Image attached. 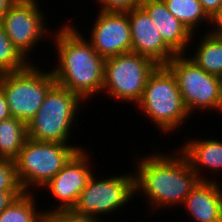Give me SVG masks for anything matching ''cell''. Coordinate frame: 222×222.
Listing matches in <instances>:
<instances>
[{
	"label": "cell",
	"instance_id": "cell-1",
	"mask_svg": "<svg viewBox=\"0 0 222 222\" xmlns=\"http://www.w3.org/2000/svg\"><path fill=\"white\" fill-rule=\"evenodd\" d=\"M158 152L160 151L156 150V153L134 158H137V171L133 172L135 194L142 193L151 212H157L161 208L180 207L199 181L179 150L168 155Z\"/></svg>",
	"mask_w": 222,
	"mask_h": 222
},
{
	"label": "cell",
	"instance_id": "cell-2",
	"mask_svg": "<svg viewBox=\"0 0 222 222\" xmlns=\"http://www.w3.org/2000/svg\"><path fill=\"white\" fill-rule=\"evenodd\" d=\"M59 29L50 34L54 35L58 54L57 65L51 70L53 77L57 85L69 89L83 102L88 101L102 93L105 59L75 25L66 23Z\"/></svg>",
	"mask_w": 222,
	"mask_h": 222
},
{
	"label": "cell",
	"instance_id": "cell-3",
	"mask_svg": "<svg viewBox=\"0 0 222 222\" xmlns=\"http://www.w3.org/2000/svg\"><path fill=\"white\" fill-rule=\"evenodd\" d=\"M160 133H171L190 118L177 80L166 65H158L150 74L142 98L136 104Z\"/></svg>",
	"mask_w": 222,
	"mask_h": 222
},
{
	"label": "cell",
	"instance_id": "cell-4",
	"mask_svg": "<svg viewBox=\"0 0 222 222\" xmlns=\"http://www.w3.org/2000/svg\"><path fill=\"white\" fill-rule=\"evenodd\" d=\"M81 102L69 89L55 84L46 94L34 118L27 124L28 138L38 142L70 143L72 128L78 127L76 120L82 108Z\"/></svg>",
	"mask_w": 222,
	"mask_h": 222
},
{
	"label": "cell",
	"instance_id": "cell-5",
	"mask_svg": "<svg viewBox=\"0 0 222 222\" xmlns=\"http://www.w3.org/2000/svg\"><path fill=\"white\" fill-rule=\"evenodd\" d=\"M80 149L83 148L70 143L38 142L28 138L15 160L23 191L30 192L32 187L42 189Z\"/></svg>",
	"mask_w": 222,
	"mask_h": 222
},
{
	"label": "cell",
	"instance_id": "cell-6",
	"mask_svg": "<svg viewBox=\"0 0 222 222\" xmlns=\"http://www.w3.org/2000/svg\"><path fill=\"white\" fill-rule=\"evenodd\" d=\"M55 84L51 70L45 72L35 63L21 71L0 75V89L4 92L11 116L26 124L34 118Z\"/></svg>",
	"mask_w": 222,
	"mask_h": 222
},
{
	"label": "cell",
	"instance_id": "cell-7",
	"mask_svg": "<svg viewBox=\"0 0 222 222\" xmlns=\"http://www.w3.org/2000/svg\"><path fill=\"white\" fill-rule=\"evenodd\" d=\"M166 66L174 74L184 105L191 115L197 110L215 109V112L222 113L220 77L206 73L187 54L175 55Z\"/></svg>",
	"mask_w": 222,
	"mask_h": 222
},
{
	"label": "cell",
	"instance_id": "cell-8",
	"mask_svg": "<svg viewBox=\"0 0 222 222\" xmlns=\"http://www.w3.org/2000/svg\"><path fill=\"white\" fill-rule=\"evenodd\" d=\"M157 66L148 57L132 51L105 59L102 91L116 101L135 103L136 106L150 74Z\"/></svg>",
	"mask_w": 222,
	"mask_h": 222
},
{
	"label": "cell",
	"instance_id": "cell-9",
	"mask_svg": "<svg viewBox=\"0 0 222 222\" xmlns=\"http://www.w3.org/2000/svg\"><path fill=\"white\" fill-rule=\"evenodd\" d=\"M95 174L89 178L80 193L76 205L71 210L80 216H90L103 220L98 215L113 214L128 205L135 196L134 173L107 176L99 180ZM110 177V178H109Z\"/></svg>",
	"mask_w": 222,
	"mask_h": 222
},
{
	"label": "cell",
	"instance_id": "cell-10",
	"mask_svg": "<svg viewBox=\"0 0 222 222\" xmlns=\"http://www.w3.org/2000/svg\"><path fill=\"white\" fill-rule=\"evenodd\" d=\"M44 15L38 0H17L0 20L13 45L26 59H30L28 53L37 47L39 41L51 33L46 28Z\"/></svg>",
	"mask_w": 222,
	"mask_h": 222
},
{
	"label": "cell",
	"instance_id": "cell-11",
	"mask_svg": "<svg viewBox=\"0 0 222 222\" xmlns=\"http://www.w3.org/2000/svg\"><path fill=\"white\" fill-rule=\"evenodd\" d=\"M86 151V149L78 150L62 169L42 187L43 190L45 188L50 191L49 196L59 202L55 209L44 211L45 215L56 211H70L76 205L80 193L93 174L89 163L91 161L90 153L88 154Z\"/></svg>",
	"mask_w": 222,
	"mask_h": 222
},
{
	"label": "cell",
	"instance_id": "cell-12",
	"mask_svg": "<svg viewBox=\"0 0 222 222\" xmlns=\"http://www.w3.org/2000/svg\"><path fill=\"white\" fill-rule=\"evenodd\" d=\"M92 26L88 41L103 59L131 52L132 38L128 12L98 11Z\"/></svg>",
	"mask_w": 222,
	"mask_h": 222
},
{
	"label": "cell",
	"instance_id": "cell-13",
	"mask_svg": "<svg viewBox=\"0 0 222 222\" xmlns=\"http://www.w3.org/2000/svg\"><path fill=\"white\" fill-rule=\"evenodd\" d=\"M132 52L146 56L157 65H166L176 54L164 43L147 12L136 7L128 12Z\"/></svg>",
	"mask_w": 222,
	"mask_h": 222
},
{
	"label": "cell",
	"instance_id": "cell-14",
	"mask_svg": "<svg viewBox=\"0 0 222 222\" xmlns=\"http://www.w3.org/2000/svg\"><path fill=\"white\" fill-rule=\"evenodd\" d=\"M140 6L156 25L164 43L176 55L187 54L194 35L168 11L163 0H141Z\"/></svg>",
	"mask_w": 222,
	"mask_h": 222
},
{
	"label": "cell",
	"instance_id": "cell-15",
	"mask_svg": "<svg viewBox=\"0 0 222 222\" xmlns=\"http://www.w3.org/2000/svg\"><path fill=\"white\" fill-rule=\"evenodd\" d=\"M219 185L215 179L199 180L191 189L181 205L193 219L191 221L222 222V188Z\"/></svg>",
	"mask_w": 222,
	"mask_h": 222
},
{
	"label": "cell",
	"instance_id": "cell-16",
	"mask_svg": "<svg viewBox=\"0 0 222 222\" xmlns=\"http://www.w3.org/2000/svg\"><path fill=\"white\" fill-rule=\"evenodd\" d=\"M191 139L187 140L188 142L185 141L184 146L178 150L186 157L199 180H212L200 173H204L206 170L212 173L222 171V141L213 138L198 140L196 137V140L195 138Z\"/></svg>",
	"mask_w": 222,
	"mask_h": 222
},
{
	"label": "cell",
	"instance_id": "cell-17",
	"mask_svg": "<svg viewBox=\"0 0 222 222\" xmlns=\"http://www.w3.org/2000/svg\"><path fill=\"white\" fill-rule=\"evenodd\" d=\"M197 42L195 53L189 58L206 73L222 78V38L205 32Z\"/></svg>",
	"mask_w": 222,
	"mask_h": 222
},
{
	"label": "cell",
	"instance_id": "cell-18",
	"mask_svg": "<svg viewBox=\"0 0 222 222\" xmlns=\"http://www.w3.org/2000/svg\"><path fill=\"white\" fill-rule=\"evenodd\" d=\"M27 139V124L20 119L0 121V159L15 161Z\"/></svg>",
	"mask_w": 222,
	"mask_h": 222
},
{
	"label": "cell",
	"instance_id": "cell-19",
	"mask_svg": "<svg viewBox=\"0 0 222 222\" xmlns=\"http://www.w3.org/2000/svg\"><path fill=\"white\" fill-rule=\"evenodd\" d=\"M23 192L0 213V222H46L44 210L37 209L35 194Z\"/></svg>",
	"mask_w": 222,
	"mask_h": 222
},
{
	"label": "cell",
	"instance_id": "cell-20",
	"mask_svg": "<svg viewBox=\"0 0 222 222\" xmlns=\"http://www.w3.org/2000/svg\"><path fill=\"white\" fill-rule=\"evenodd\" d=\"M163 2L168 11L192 34H195L194 31H197L202 24L210 23V18L204 12L199 0H163Z\"/></svg>",
	"mask_w": 222,
	"mask_h": 222
},
{
	"label": "cell",
	"instance_id": "cell-21",
	"mask_svg": "<svg viewBox=\"0 0 222 222\" xmlns=\"http://www.w3.org/2000/svg\"><path fill=\"white\" fill-rule=\"evenodd\" d=\"M32 61L26 59L13 45L0 24V75L27 68Z\"/></svg>",
	"mask_w": 222,
	"mask_h": 222
},
{
	"label": "cell",
	"instance_id": "cell-22",
	"mask_svg": "<svg viewBox=\"0 0 222 222\" xmlns=\"http://www.w3.org/2000/svg\"><path fill=\"white\" fill-rule=\"evenodd\" d=\"M0 191H23L17 178L15 161L0 159Z\"/></svg>",
	"mask_w": 222,
	"mask_h": 222
},
{
	"label": "cell",
	"instance_id": "cell-23",
	"mask_svg": "<svg viewBox=\"0 0 222 222\" xmlns=\"http://www.w3.org/2000/svg\"><path fill=\"white\" fill-rule=\"evenodd\" d=\"M98 1L100 10L104 12H120L127 13L132 9L139 7L141 0H96ZM102 8V9H101Z\"/></svg>",
	"mask_w": 222,
	"mask_h": 222
},
{
	"label": "cell",
	"instance_id": "cell-24",
	"mask_svg": "<svg viewBox=\"0 0 222 222\" xmlns=\"http://www.w3.org/2000/svg\"><path fill=\"white\" fill-rule=\"evenodd\" d=\"M46 222H104L90 216H80L70 211H56L46 215Z\"/></svg>",
	"mask_w": 222,
	"mask_h": 222
},
{
	"label": "cell",
	"instance_id": "cell-25",
	"mask_svg": "<svg viewBox=\"0 0 222 222\" xmlns=\"http://www.w3.org/2000/svg\"><path fill=\"white\" fill-rule=\"evenodd\" d=\"M209 25L214 26L215 29L214 27H210L211 29L206 30L207 33H209L211 36L222 38V5L217 10V12L212 17H210V23L208 26Z\"/></svg>",
	"mask_w": 222,
	"mask_h": 222
},
{
	"label": "cell",
	"instance_id": "cell-26",
	"mask_svg": "<svg viewBox=\"0 0 222 222\" xmlns=\"http://www.w3.org/2000/svg\"><path fill=\"white\" fill-rule=\"evenodd\" d=\"M24 191H0V213Z\"/></svg>",
	"mask_w": 222,
	"mask_h": 222
},
{
	"label": "cell",
	"instance_id": "cell-27",
	"mask_svg": "<svg viewBox=\"0 0 222 222\" xmlns=\"http://www.w3.org/2000/svg\"><path fill=\"white\" fill-rule=\"evenodd\" d=\"M206 15L210 18L222 5V0H199Z\"/></svg>",
	"mask_w": 222,
	"mask_h": 222
},
{
	"label": "cell",
	"instance_id": "cell-28",
	"mask_svg": "<svg viewBox=\"0 0 222 222\" xmlns=\"http://www.w3.org/2000/svg\"><path fill=\"white\" fill-rule=\"evenodd\" d=\"M11 117L8 102L6 101V97L4 92L0 89V121L8 119Z\"/></svg>",
	"mask_w": 222,
	"mask_h": 222
},
{
	"label": "cell",
	"instance_id": "cell-29",
	"mask_svg": "<svg viewBox=\"0 0 222 222\" xmlns=\"http://www.w3.org/2000/svg\"><path fill=\"white\" fill-rule=\"evenodd\" d=\"M16 2L17 0H0V20Z\"/></svg>",
	"mask_w": 222,
	"mask_h": 222
}]
</instances>
